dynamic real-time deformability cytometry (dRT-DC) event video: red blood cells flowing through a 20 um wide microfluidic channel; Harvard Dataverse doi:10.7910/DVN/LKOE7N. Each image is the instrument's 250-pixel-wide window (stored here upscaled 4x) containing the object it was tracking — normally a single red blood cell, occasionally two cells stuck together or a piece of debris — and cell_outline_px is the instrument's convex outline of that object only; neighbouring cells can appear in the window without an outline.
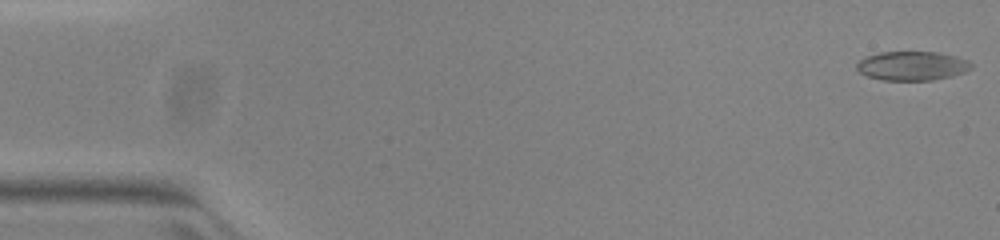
{"species": "common noctule bat (a hibernating species)", "species_latin": "Nyctalus noctula", "temperature_condition": "warm", "stored_images_in_passage": 51, "camera_frame_rate_fps": 3000, "um_per_image_px": 0.085, "animal": {"sex": "female", "body_mass_g": 23.0, "forearm_length_mm": 53.4}, "frame": {"image": 1, "passage_image": 1, "time_ms": 0.0, "image_size_px": [1000, 240], "cell_outline_px": [[972, 68], [964, 72], [952, 76], [932, 80], [884, 80], [868, 76], [860, 72], [856, 68], [856, 64], [860, 60], [868, 56], [880, 52], [940, 52], [956, 56], [968, 60], [972, 64]], "centroid_in_image_um": [77.56, 5.59], "position_along_channel_um": 7.4, "area_um2": 19.36}}
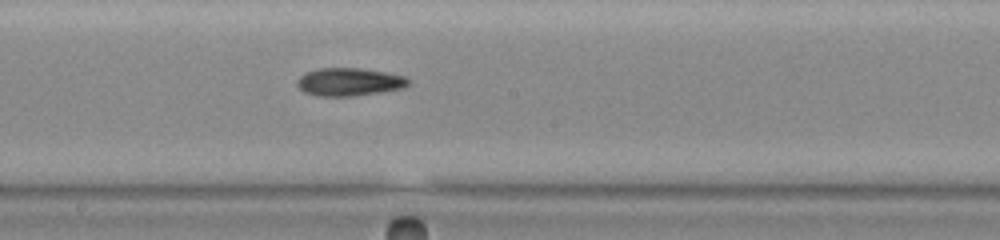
{"frame": {"image": 2, "passage_image": 28, "time_ms": 9.0, "image_size_px": [1000, 240], "cell_outline_px": [[408, 84], [404, 88], [352, 96], [320, 96], [304, 92], [296, 84], [296, 80], [304, 72], [320, 68], [360, 68], [384, 72], [404, 76], [408, 80]], "centroid_in_image_um": [29.63, 6.95], "position_along_channel_um": 218.6, "area_um2": 17.98}}
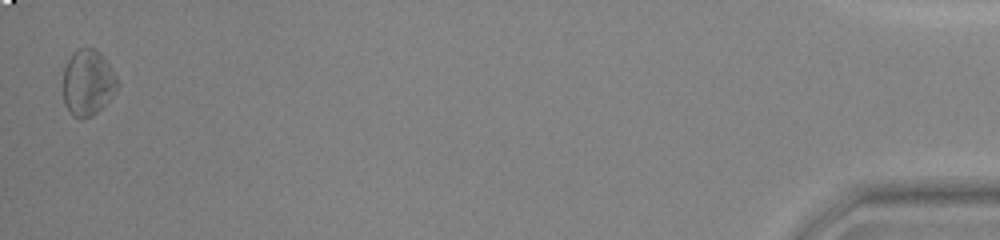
{"frame": {"image": 3, "passage_image": 51, "time_ms": 16.667, "image_size_px": [1000, 240], "cell_outline_px": [[120, 84], [112, 96], [92, 116], [84, 120], [80, 120], [72, 116], [68, 112], [64, 104], [64, 68], [72, 52], [80, 48], [92, 48], [100, 52], [116, 76]], "centroid_in_image_um": [7.45, 7.06], "position_along_channel_um": 427.7, "area_um2": 20.92}, "authors_computed_cell_mechanics": {"area_um2": 18.6694, "velocity_mm_per_s": 3.9802, "shape_relaxation_time_tau1_ms": 4.8209, "shape_relaxation_time_tau2_ms": 3.3871, "deformation_change_tau1": 0.1239, "deformation_change_tau2": 0.1028}}